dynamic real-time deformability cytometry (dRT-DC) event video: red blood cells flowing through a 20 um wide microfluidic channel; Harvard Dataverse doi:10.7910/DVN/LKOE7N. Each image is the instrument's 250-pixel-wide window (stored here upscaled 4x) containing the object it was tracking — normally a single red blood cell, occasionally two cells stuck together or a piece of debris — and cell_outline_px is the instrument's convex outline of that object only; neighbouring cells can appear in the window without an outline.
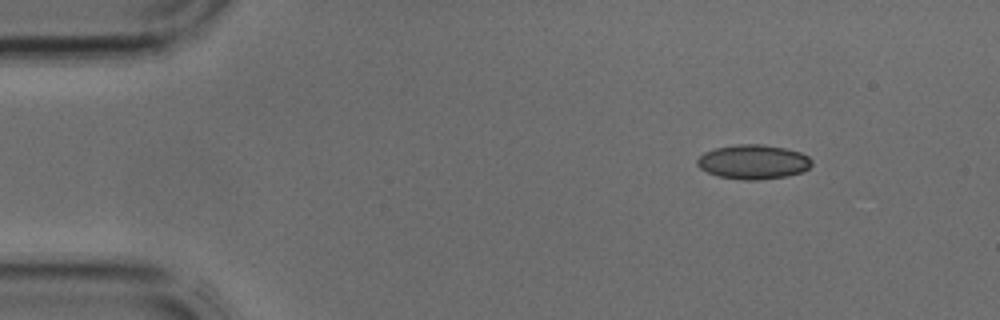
{"species": "common noctule bat (a hibernating species)", "species_latin": "Nyctalus noctula", "temperature_condition": "cold", "stored_images_in_passage": 2, "camera_frame_rate_fps": 3000, "um_per_image_px": 0.085, "animal": {"sex": "male", "body_mass_g": 17.9, "forearm_length_mm": 54.2}, "frame": {"image": 1, "passage_image": 1, "time_ms": 0.0, "image_size_px": [1000, 320], "cell_outline_px": [[812, 164], [804, 172], [784, 176], [756, 180], [744, 180], [720, 176], [708, 172], [700, 168], [696, 164], [696, 160], [704, 152], [716, 148], [736, 144], [760, 144], [784, 148], [800, 152], [808, 156], [812, 160]], "centroid_in_image_um": [64.03, 13.75], "position_along_channel_um": 21.0, "area_um2": 22.83}}
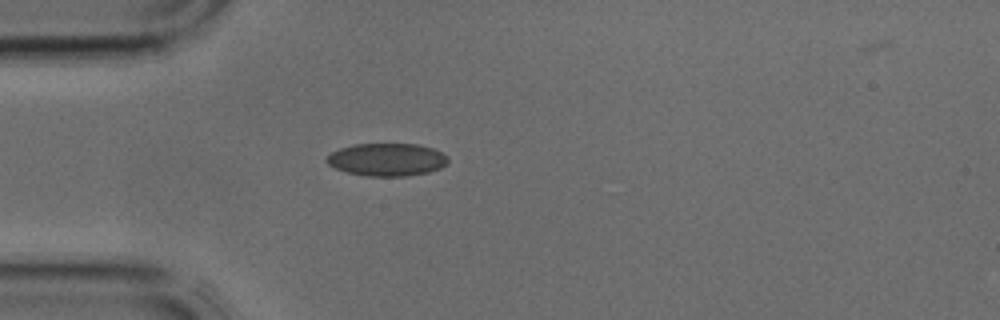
{"frame": {"image": 2, "passage_image": 2, "time_ms": 0.333, "image_size_px": [1000, 320], "cell_outline_px": [[448, 164], [440, 168], [428, 172], [408, 176], [368, 176], [348, 172], [336, 168], [328, 164], [324, 160], [332, 152], [340, 148], [352, 144], [420, 144], [432, 148], [448, 156]], "centroid_in_image_um": [32.9, 13.56], "position_along_channel_um": 52.1, "area_um2": 23.18}}